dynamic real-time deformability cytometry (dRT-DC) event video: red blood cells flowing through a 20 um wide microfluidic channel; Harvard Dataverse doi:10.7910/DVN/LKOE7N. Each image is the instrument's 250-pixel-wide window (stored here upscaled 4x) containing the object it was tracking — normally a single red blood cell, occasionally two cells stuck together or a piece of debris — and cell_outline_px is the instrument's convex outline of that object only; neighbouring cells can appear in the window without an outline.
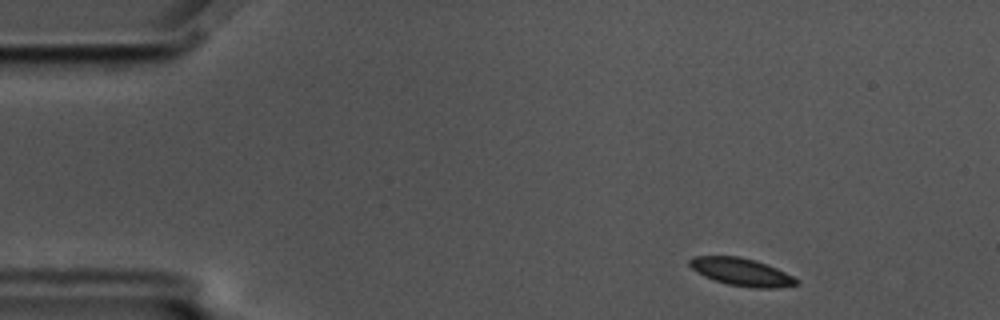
{"species": "common noctule bat (a hibernating species)", "species_latin": "Nyctalus noctula", "temperature_condition": "cold", "stored_images_in_passage": 54, "camera_frame_rate_fps": 3000, "um_per_image_px": 0.085, "animal": {"sex": "male", "body_mass_g": 17.5, "forearm_length_mm": 52.3}, "frame": {"image": 1, "passage_image": 3, "time_ms": 0.667, "image_size_px": [1000, 320], "cell_outline_px": [[800, 284], [776, 288], [752, 288], [728, 284], [704, 276], [696, 272], [688, 264], [688, 260], [692, 256], [740, 256], [756, 260], [776, 268], [792, 276]], "centroid_in_image_um": [63.0, 23.11], "position_along_channel_um": 22.0, "area_um2": 17.17}}
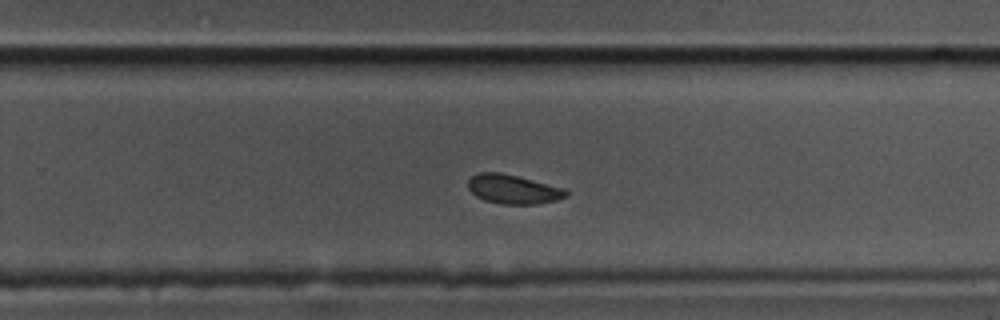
{"frame": {"image": 2, "passage_image": 33, "time_ms": 10.667, "image_size_px": [1000, 320], "cell_outline_px": [[568, 196], [556, 200], [536, 204], [500, 204], [484, 200], [476, 196], [468, 188], [468, 180], [472, 176], [480, 172], [500, 172], [564, 188], [568, 192]], "centroid_in_image_um": [43.6, 16.09], "position_along_channel_um": 286.2, "area_um2": 16.53}}
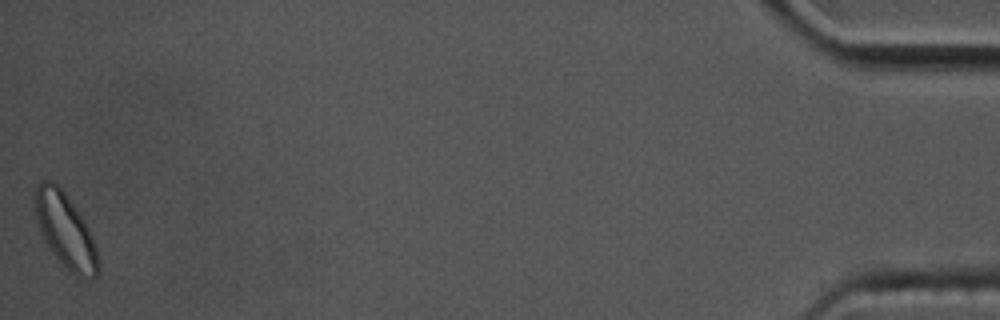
{"frame": {"image": 3, "passage_image": 54, "time_ms": 17.667, "image_size_px": [1000, 320], "cell_outline_px": [[100, 264], [96, 276], [76, 276], [48, 248], [40, 232], [36, 220], [36, 188], [40, 180], [52, 180], [64, 192], [84, 220], [92, 236], [96, 248]], "centroid_in_image_um": [5.55, 19.57], "position_along_channel_um": 429.6, "area_um2": 26.7}}